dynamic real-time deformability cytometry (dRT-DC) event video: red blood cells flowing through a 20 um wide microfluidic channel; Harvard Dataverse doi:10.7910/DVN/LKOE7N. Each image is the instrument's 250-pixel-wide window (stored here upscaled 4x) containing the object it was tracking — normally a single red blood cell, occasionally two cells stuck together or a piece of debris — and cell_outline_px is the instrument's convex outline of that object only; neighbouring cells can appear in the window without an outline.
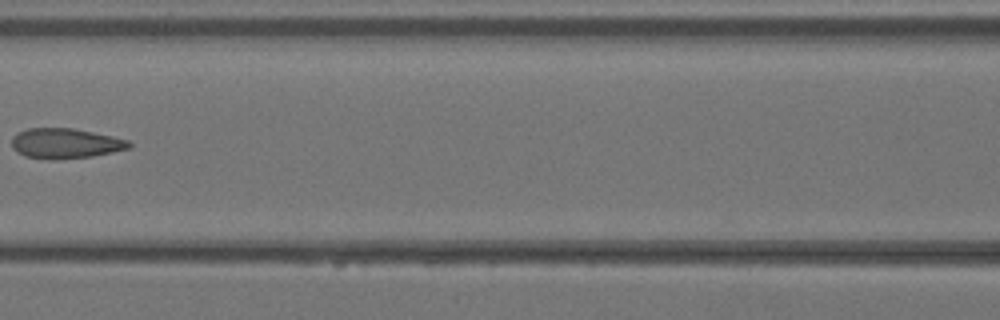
{"species": "Egyptian fruit bat (a non-hibernating species)", "species_latin": "Rousettus aegyptiacus", "temperature_condition": "warm", "stored_images_in_passage": 6, "camera_frame_rate_fps": 3000, "um_per_image_px": 0.085, "animal": {"sex": "female"}, "frame": {"image": 1, "passage_image": 6, "time_ms": 1.667, "image_size_px": [1000, 320], "cell_outline_px": [[132, 144], [128, 148], [112, 152], [92, 156], [56, 160], [48, 160], [24, 156], [16, 152], [12, 148], [12, 136], [16, 132], [28, 128], [72, 128], [112, 136], [128, 140]], "centroid_in_image_um": [5.49, 12.19], "position_along_channel_um": 161.1, "area_um2": 20.75}}